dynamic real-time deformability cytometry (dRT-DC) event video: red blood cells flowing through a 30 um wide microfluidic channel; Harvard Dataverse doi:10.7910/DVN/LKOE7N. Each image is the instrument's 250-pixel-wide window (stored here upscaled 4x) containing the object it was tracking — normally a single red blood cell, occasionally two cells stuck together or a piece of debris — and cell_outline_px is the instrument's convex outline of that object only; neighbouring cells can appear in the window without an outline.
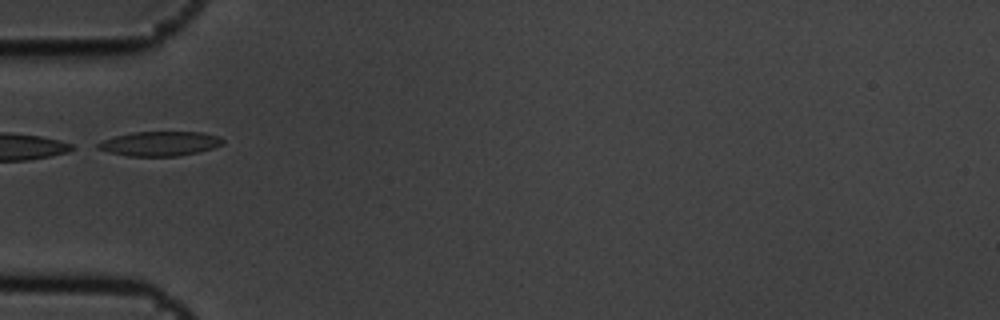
{"species": "common noctule bat (a hibernating species)", "species_latin": "Nyctalus noctula", "temperature_condition": "cold", "stored_images_in_passage": 4, "camera_frame_rate_fps": 3000, "um_per_image_px": 0.085, "animal": {"sex": "male", "body_mass_g": 19.5, "forearm_length_mm": 54.6}, "frame": {"image": 1, "passage_image": 2, "time_ms": 0.333, "image_size_px": [1000, 320], "cell_outline_px": [[224, 144], [200, 152], [176, 156], [128, 156], [108, 152], [96, 148], [96, 144], [100, 140], [132, 132], [204, 132], [220, 136], [224, 140]], "centroid_in_image_um": [13.59, 12.21], "position_along_channel_um": 71.4, "area_um2": 18.03}}
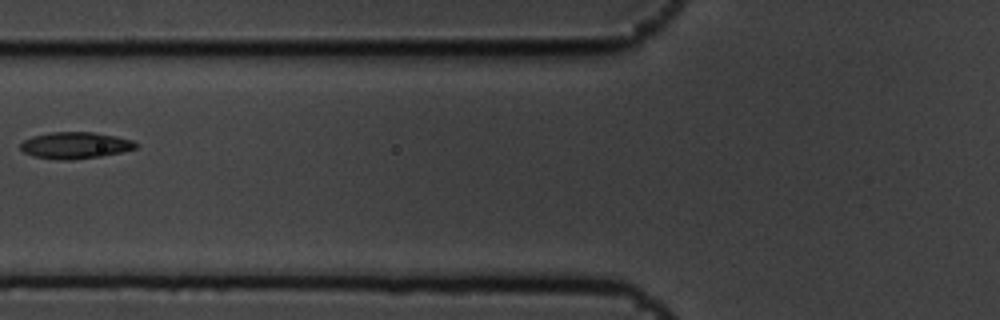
{"frame": {"image": 2, "passage_image": 3, "time_ms": 0.667, "image_size_px": [1000, 320], "cell_outline_px": [[136, 148], [120, 152], [100, 156], [72, 160], [64, 160], [32, 156], [24, 152], [20, 148], [20, 144], [24, 140], [32, 136], [52, 132], [92, 132], [116, 136], [132, 140], [136, 144]], "centroid_in_image_um": [6.36, 12.35], "position_along_channel_um": 119.4, "area_um2": 17.69}}
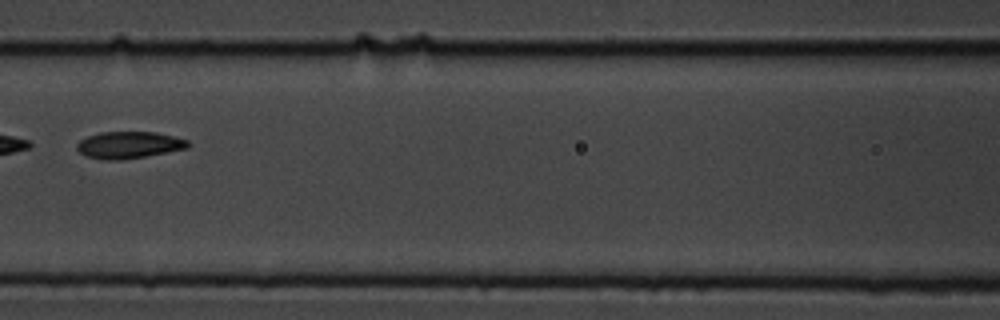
{"frame": {"image": 3, "passage_image": 4, "time_ms": 1.0, "image_size_px": [1000, 320], "cell_outline_px": [[192, 144], [188, 148], [168, 152], [120, 160], [100, 160], [84, 156], [76, 148], [76, 144], [80, 140], [88, 136], [100, 132], [156, 132], [188, 140]], "centroid_in_image_um": [10.94, 12.33], "position_along_channel_um": 155.7, "area_um2": 17.51}}